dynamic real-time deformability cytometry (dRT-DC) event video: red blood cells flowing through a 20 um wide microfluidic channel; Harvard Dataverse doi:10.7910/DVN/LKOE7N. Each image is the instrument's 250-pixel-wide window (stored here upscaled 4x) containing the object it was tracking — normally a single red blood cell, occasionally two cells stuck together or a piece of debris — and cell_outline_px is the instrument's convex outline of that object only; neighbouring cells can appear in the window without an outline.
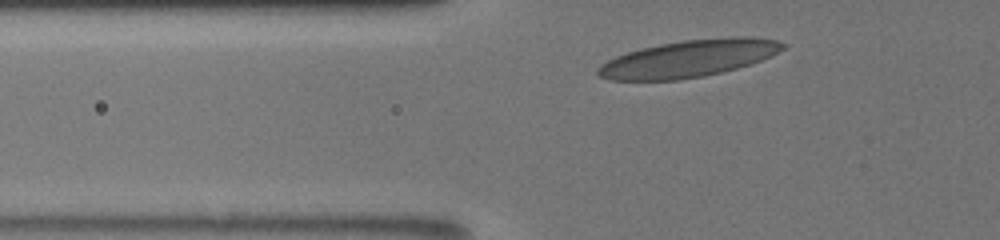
{"species": "human", "species_latin": "Homo sapiens", "temperature_condition": "room temperature", "stored_images_in_passage": 10, "camera_frame_rate_fps": 3000, "um_per_image_px": 0.085, "donor": {"sex": "male"}, "frame": {"image": 1, "passage_image": 2, "time_ms": 0.333, "image_size_px": [1000, 240], "cell_outline_px": [[784, 48], [760, 60], [736, 68], [704, 76], [676, 80], [608, 80], [600, 76], [596, 72], [596, 68], [600, 64], [616, 56], [640, 48], [660, 44], [684, 40], [728, 36], [752, 36], [776, 40], [784, 44]], "centroid_in_image_um": [58.49, 4.97], "position_along_channel_um": 67.3, "area_um2": 39.71}}
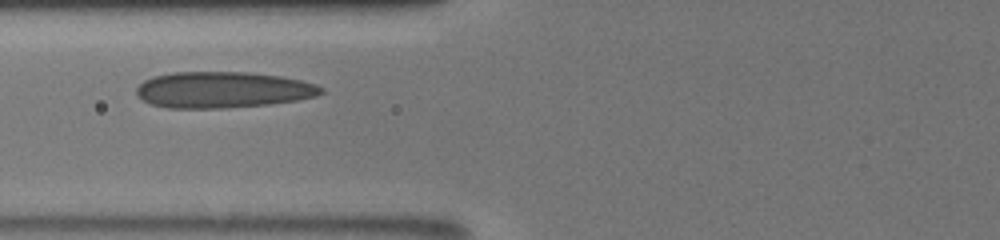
{"frame": {"image": 2, "passage_image": 9, "time_ms": 1.667, "image_size_px": [1000, 240], "cell_outline_px": [[324, 92], [316, 96], [296, 100], [272, 104], [224, 108], [168, 108], [152, 104], [136, 96], [136, 88], [144, 80], [152, 76], [172, 72], [248, 72], [280, 76], [300, 80], [316, 84], [324, 88]], "centroid_in_image_um": [18.93, 7.63], "position_along_channel_um": 106.9, "area_um2": 39.13}}